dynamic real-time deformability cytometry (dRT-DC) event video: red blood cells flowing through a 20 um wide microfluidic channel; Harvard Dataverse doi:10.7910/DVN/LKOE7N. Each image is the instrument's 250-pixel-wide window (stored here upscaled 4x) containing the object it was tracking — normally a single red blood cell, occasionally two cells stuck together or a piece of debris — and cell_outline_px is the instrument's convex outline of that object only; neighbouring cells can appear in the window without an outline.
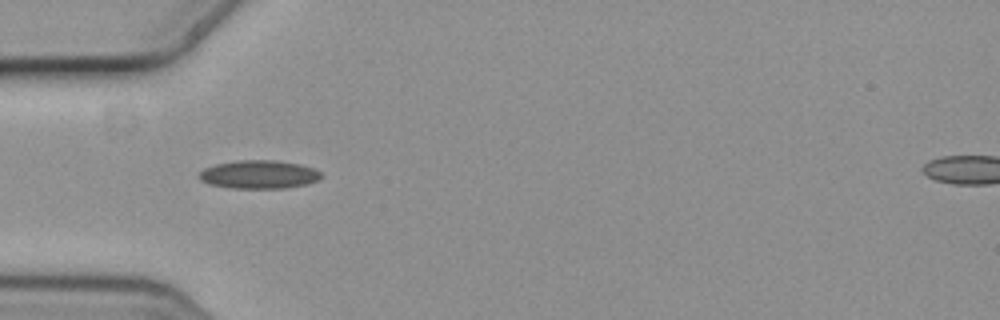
{"species": "common noctule bat (a hibernating species)", "species_latin": "Nyctalus noctula", "temperature_condition": "cold", "stored_images_in_passage": 6, "camera_frame_rate_fps": 3000, "um_per_image_px": 0.085, "animal": {"sex": "female", "body_mass_g": 19.3, "forearm_length_mm": 54.1}, "frame": {"image": 1, "passage_image": 5, "time_ms": 1.333, "image_size_px": [1000, 320], "cell_outline_px": [[324, 176], [316, 180], [304, 184], [284, 188], [232, 188], [208, 184], [200, 180], [200, 172], [204, 168], [216, 164], [240, 160], [276, 160], [300, 164], [312, 168], [320, 172]], "centroid_in_image_um": [22.0, 14.82], "position_along_channel_um": 63.0, "area_um2": 20.0}}
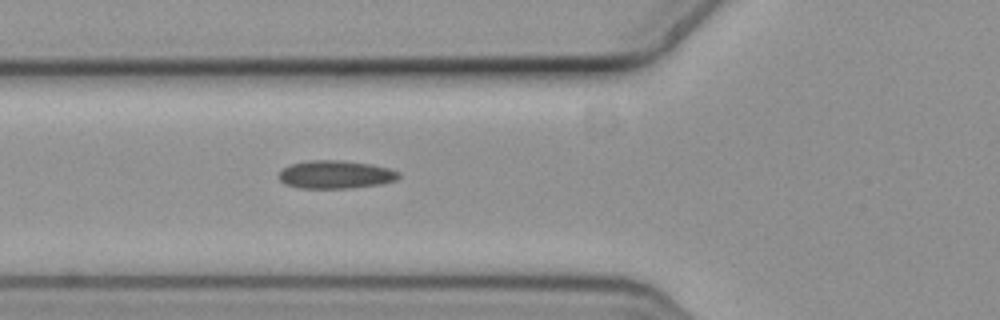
{"frame": {"image": 2, "passage_image": 6, "time_ms": 1.667, "image_size_px": [1000, 320], "cell_outline_px": [[400, 176], [396, 180], [380, 184], [352, 188], [300, 188], [284, 184], [276, 176], [284, 168], [292, 164], [308, 160], [340, 160], [372, 164], [388, 168], [400, 172]], "centroid_in_image_um": [28.52, 14.84], "position_along_channel_um": 97.3, "area_um2": 19.71}}